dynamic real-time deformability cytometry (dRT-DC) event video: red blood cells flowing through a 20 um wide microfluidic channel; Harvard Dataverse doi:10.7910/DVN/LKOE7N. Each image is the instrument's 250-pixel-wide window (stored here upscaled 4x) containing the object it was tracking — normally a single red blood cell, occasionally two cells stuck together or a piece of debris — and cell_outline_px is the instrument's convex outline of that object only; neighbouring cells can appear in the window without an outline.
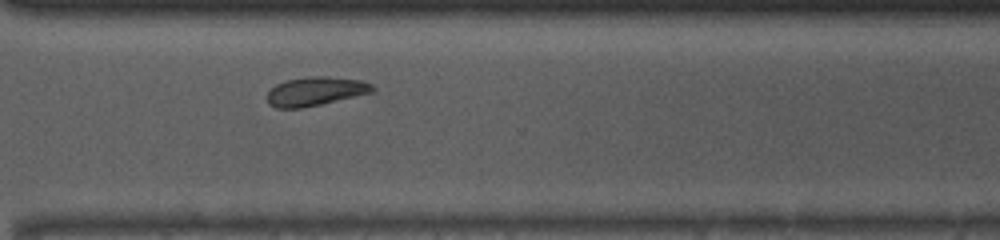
{"species": "common noctule bat (a hibernating species)", "species_latin": "Nyctalus noctula", "temperature_condition": "room temperature", "stored_images_in_passage": 33, "camera_frame_rate_fps": 3000, "um_per_image_px": 0.085, "animal": {"sex": "male", "body_mass_g": 13.0, "forearm_length_mm": 53.1}, "frame": {"image": 1, "passage_image": 24, "time_ms": 7.667, "image_size_px": [1000, 240], "cell_outline_px": [[376, 88], [372, 92], [320, 104], [300, 108], [276, 108], [268, 104], [268, 92], [276, 84], [288, 80], [316, 76], [320, 76], [360, 80], [372, 84]], "centroid_in_image_um": [26.81, 7.77], "position_along_channel_um": 343.8, "area_um2": 17.28}, "authors_computed_cell_mechanics": {"area_um2": 17.6868, "velocity_mm_per_s": 4.049, "shape_relaxation_time_tau1_ms": 4.1964, "shape_relaxation_time_tau2_ms": null, "deformation_change_tau1": 0.1139, "deformation_change_tau2": null}}